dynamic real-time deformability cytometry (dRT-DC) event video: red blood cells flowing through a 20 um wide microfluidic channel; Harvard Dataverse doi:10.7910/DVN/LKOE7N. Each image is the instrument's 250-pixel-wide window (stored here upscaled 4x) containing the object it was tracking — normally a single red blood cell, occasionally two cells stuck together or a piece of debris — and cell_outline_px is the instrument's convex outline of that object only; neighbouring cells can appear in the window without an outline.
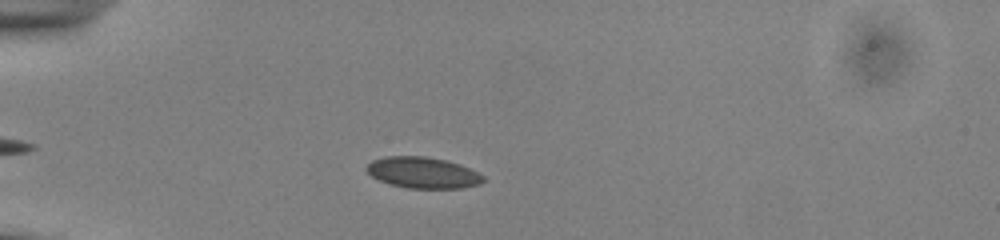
{"species": "common noctule bat (a hibernating species)", "species_latin": "Nyctalus noctula", "temperature_condition": "cold", "stored_images_in_passage": 36, "camera_frame_rate_fps": 3000, "um_per_image_px": 0.085, "animal": {"sex": "male", "body_mass_g": 13.0, "forearm_length_mm": 53.1}, "frame": {"image": 1, "passage_image": 2, "time_ms": 0.333, "image_size_px": [1000, 240], "cell_outline_px": [[484, 180], [480, 184], [464, 188], [408, 188], [388, 184], [372, 176], [364, 168], [372, 160], [388, 156], [424, 156], [448, 160], [460, 164], [484, 176]], "centroid_in_image_um": [35.94, 14.67], "position_along_channel_um": 49.1, "area_um2": 21.21}}
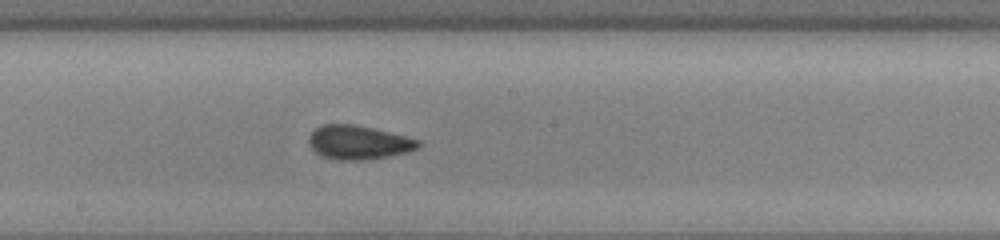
{"frame": {"image": 2, "passage_image": 17, "time_ms": 5.333, "image_size_px": [1000, 240], "cell_outline_px": [[424, 144], [420, 148], [408, 152], [388, 156], [364, 160], [340, 160], [324, 156], [316, 152], [312, 148], [308, 140], [308, 136], [316, 128], [324, 124], [356, 124], [420, 140]], "centroid_in_image_um": [30.51, 12.1], "position_along_channel_um": 217.7, "area_um2": 21.56}}
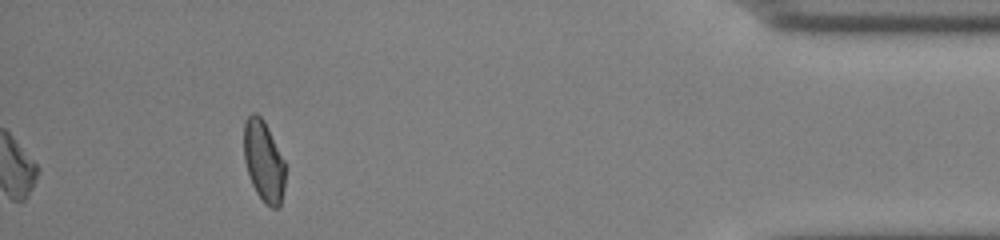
{"frame": {"image": 3, "passage_image": 36, "time_ms": 11.667, "image_size_px": [1000, 240], "cell_outline_px": [[284, 188], [280, 204], [276, 208], [272, 208], [264, 204], [256, 192], [252, 184], [244, 160], [244, 124], [248, 116], [252, 112], [256, 112], [264, 120], [284, 160]], "centroid_in_image_um": [22.4, 13.69], "position_along_channel_um": 412.8, "area_um2": 19.42}, "authors_computed_cell_mechanics": {"area_um2": 20.8658, "velocity_mm_per_s": 3.8768, "shape_relaxation_time_tau1_ms": 4.5252, "shape_relaxation_time_tau2_ms": 1.9079, "deformation_change_tau1": 0.0658, "deformation_change_tau2": 0.0397}}